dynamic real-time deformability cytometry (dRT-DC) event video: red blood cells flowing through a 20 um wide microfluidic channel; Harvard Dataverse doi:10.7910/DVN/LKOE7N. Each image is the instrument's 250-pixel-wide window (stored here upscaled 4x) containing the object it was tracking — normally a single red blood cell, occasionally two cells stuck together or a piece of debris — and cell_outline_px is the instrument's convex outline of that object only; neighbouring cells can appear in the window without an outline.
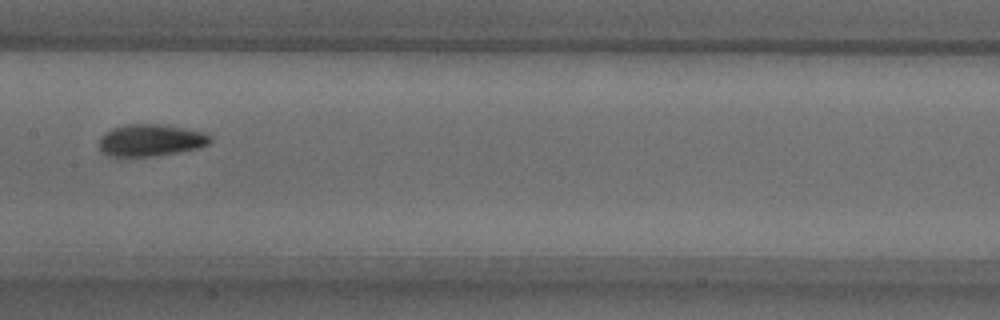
{"species": "common noctule bat (a hibernating species)", "species_latin": "Nyctalus noctula", "temperature_condition": "warm", "stored_images_in_passage": 45, "camera_frame_rate_fps": 3000, "um_per_image_px": 0.085, "animal": {"sex": "male", "body_mass_g": 18.8}, "frame": {"image": 1, "passage_image": 19, "time_ms": 6.0, "image_size_px": [1000, 320], "cell_outline_px": [[212, 140], [208, 144], [200, 148], [156, 156], [108, 156], [100, 148], [100, 140], [104, 132], [112, 128], [128, 124], [164, 124], [204, 132], [212, 136]], "centroid_in_image_um": [12.85, 11.91], "position_along_channel_um": 194.6, "area_um2": 20.75}}
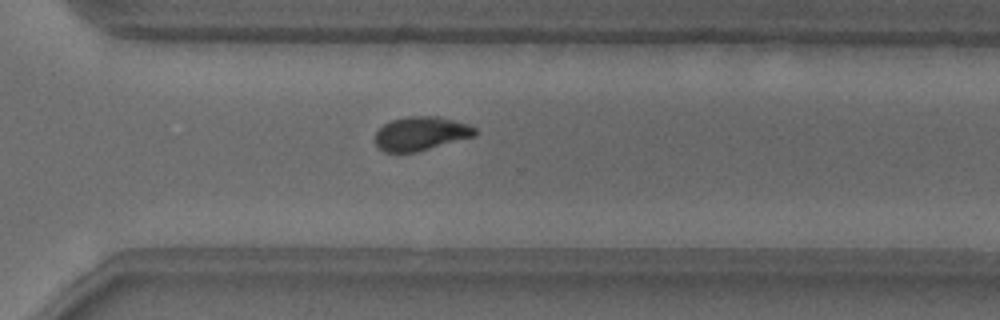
{"frame": {"image": 2, "passage_image": 30, "time_ms": 9.667, "image_size_px": [1000, 320], "cell_outline_px": [[476, 136], [416, 152], [384, 152], [376, 148], [376, 132], [384, 124], [392, 120], [404, 116], [436, 116], [468, 124], [476, 128]], "centroid_in_image_um": [35.76, 11.36], "position_along_channel_um": 334.8, "area_um2": 19.71}}
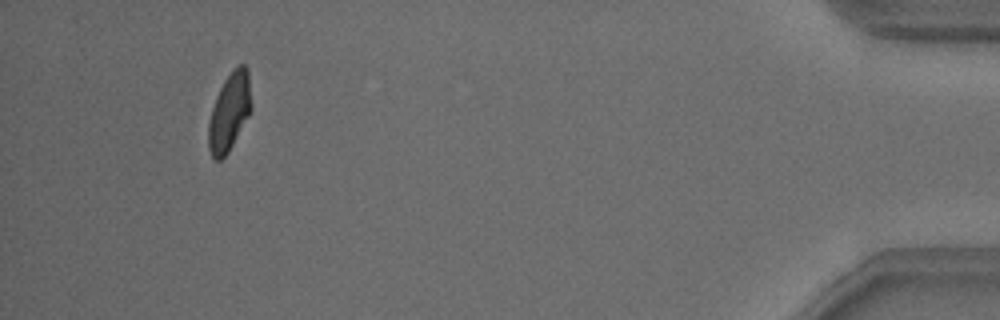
{"frame": {"image": 3, "passage_image": 42, "time_ms": 13.667, "image_size_px": [1000, 320], "cell_outline_px": [[252, 112], [228, 152], [220, 160], [216, 160], [212, 156], [208, 148], [208, 124], [212, 108], [216, 96], [224, 80], [232, 68], [236, 64], [244, 64], [248, 68], [252, 104]], "centroid_in_image_um": [19.52, 9.47], "position_along_channel_um": 415.7, "area_um2": 19.83}, "authors_computed_cell_mechanics": {"area_um2": 20.1722, "velocity_mm_per_s": 3.8337, "shape_relaxation_time_tau1_ms": 6.8058, "shape_relaxation_time_tau2_ms": 2.7641, "deformation_change_tau1": 0.1825, "deformation_change_tau2": 0.0779}}